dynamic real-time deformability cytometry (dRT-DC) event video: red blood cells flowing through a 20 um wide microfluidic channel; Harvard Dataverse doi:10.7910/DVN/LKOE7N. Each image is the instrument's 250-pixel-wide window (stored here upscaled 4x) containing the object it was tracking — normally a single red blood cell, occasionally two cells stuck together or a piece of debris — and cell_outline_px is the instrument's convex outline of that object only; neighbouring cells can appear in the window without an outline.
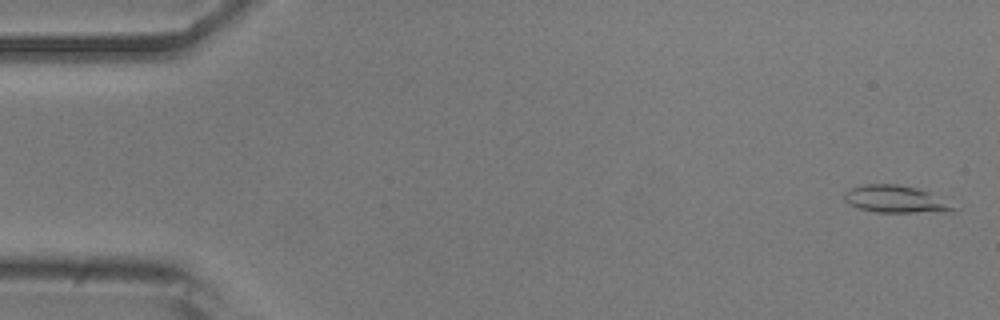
{"species": "common noctule bat (a hibernating species)", "species_latin": "Nyctalus noctula", "temperature_condition": "room temperature", "stored_images_in_passage": 4, "camera_frame_rate_fps": 3000, "um_per_image_px": 0.085, "animal": {"sex": "male", "body_mass_g": 20.5, "forearm_length_mm": 52.5}, "frame": {"image": 1, "passage_image": 1, "time_ms": 0.0, "image_size_px": [1000, 320], "cell_outline_px": [[956, 212], [876, 212], [860, 208], [848, 204], [844, 200], [844, 192], [852, 188], [864, 184], [896, 184], [916, 188], [928, 192], [956, 208]], "centroid_in_image_um": [76.08, 16.94], "position_along_channel_um": 8.9, "area_um2": 17.05}}
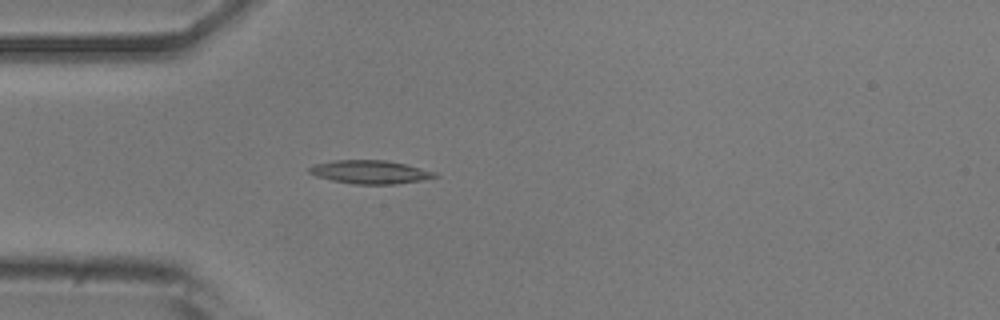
{"frame": {"image": 2, "passage_image": 4, "time_ms": 1.0, "image_size_px": [1000, 320], "cell_outline_px": [[440, 176], [420, 180], [396, 184], [352, 184], [332, 180], [316, 176], [308, 172], [308, 168], [316, 164], [336, 160], [384, 160], [404, 164], [436, 172]], "centroid_in_image_um": [31.45, 14.62], "position_along_channel_um": 53.5, "area_um2": 16.94}}